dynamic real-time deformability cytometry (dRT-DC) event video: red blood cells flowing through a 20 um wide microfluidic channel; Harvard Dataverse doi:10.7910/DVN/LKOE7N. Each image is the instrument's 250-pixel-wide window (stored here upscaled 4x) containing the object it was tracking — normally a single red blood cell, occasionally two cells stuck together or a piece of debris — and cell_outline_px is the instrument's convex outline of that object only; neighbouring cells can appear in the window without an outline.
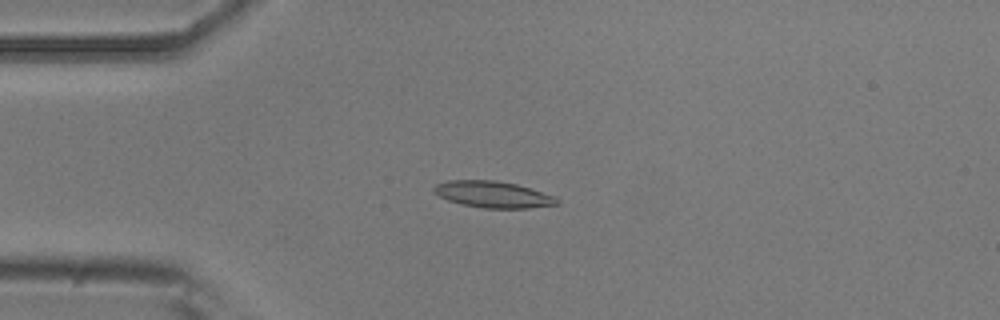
{"species": "common noctule bat (a hibernating species)", "species_latin": "Nyctalus noctula", "temperature_condition": "room temperature", "stored_images_in_passage": 52, "camera_frame_rate_fps": 3000, "um_per_image_px": 0.085, "animal": {"sex": "male", "body_mass_g": 20.5, "forearm_length_mm": 52.5}, "frame": {"image": 1, "passage_image": 13, "time_ms": 4.0, "image_size_px": [1000, 320], "cell_outline_px": [[560, 204], [528, 208], [484, 208], [464, 204], [448, 200], [432, 192], [432, 188], [436, 184], [448, 180], [496, 180], [516, 184], [552, 196], [560, 200]], "centroid_in_image_um": [41.87, 16.52], "position_along_channel_um": 43.1, "area_um2": 18.79}}
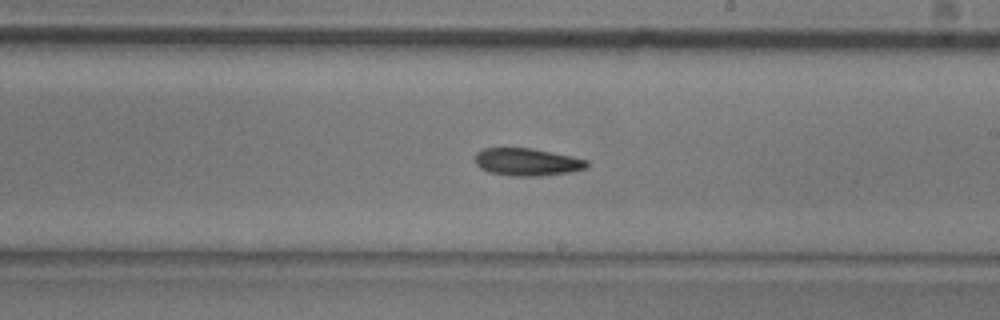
{"frame": {"image": 2, "passage_image": 30, "time_ms": 9.667, "image_size_px": [1000, 320], "cell_outline_px": [[588, 168], [568, 172], [540, 176], [512, 176], [488, 172], [480, 168], [476, 164], [476, 152], [484, 148], [532, 148], [572, 156], [588, 160]], "centroid_in_image_um": [44.81, 13.77], "position_along_channel_um": 244.2, "area_um2": 17.98}}
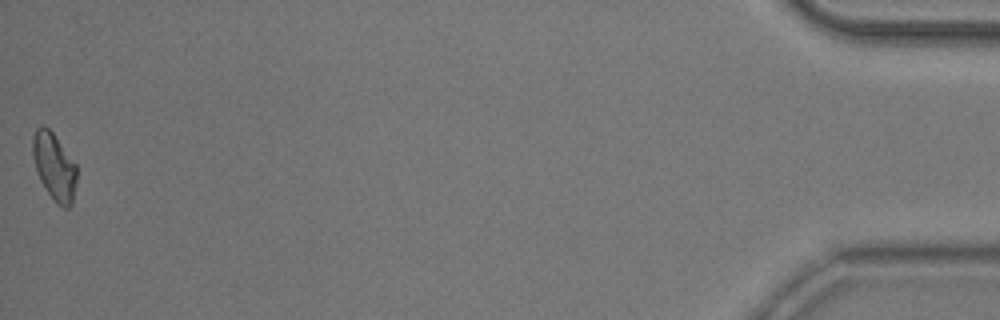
{"frame": {"image": 3, "passage_image": 52, "time_ms": 17.0, "image_size_px": [1000, 320], "cell_outline_px": [[76, 180], [72, 204], [68, 208], [64, 208], [56, 204], [52, 200], [40, 180], [32, 156], [32, 136], [36, 128], [40, 124], [48, 128], [52, 132], [76, 164]], "centroid_in_image_um": [4.59, 14.17], "position_along_channel_um": 430.6, "area_um2": 17.28}, "authors_computed_cell_mechanics": {"area_um2": 17.9469, "velocity_mm_per_s": 3.8843, "shape_relaxation_time_tau1_ms": 4.5481, "shape_relaxation_time_tau2_ms": null, "deformation_change_tau1": 0.1201, "deformation_change_tau2": null}}